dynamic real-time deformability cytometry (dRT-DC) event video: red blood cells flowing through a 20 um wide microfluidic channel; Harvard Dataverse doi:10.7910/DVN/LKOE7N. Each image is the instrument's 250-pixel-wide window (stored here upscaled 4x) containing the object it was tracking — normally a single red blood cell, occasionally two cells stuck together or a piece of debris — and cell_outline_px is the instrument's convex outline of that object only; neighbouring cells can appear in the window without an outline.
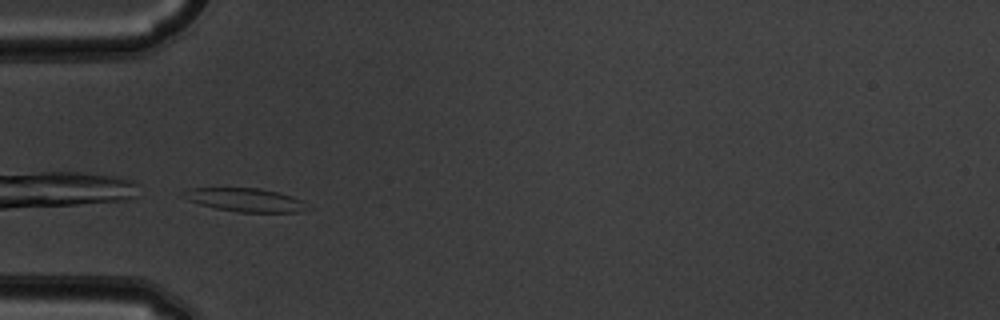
{"species": "common noctule bat (a hibernating species)", "species_latin": "Nyctalus noctula", "temperature_condition": "warm", "stored_images_in_passage": 36, "camera_frame_rate_fps": 3000, "um_per_image_px": 0.085, "animal": {"sex": "male", "body_mass_g": 19.5, "forearm_length_mm": 54.6}, "frame": {"image": 1, "passage_image": 1, "time_ms": 0.0, "image_size_px": [1000, 320], "cell_outline_px": [[312, 208], [300, 212], [236, 212], [216, 208], [200, 204], [188, 200], [188, 188], [260, 188], [276, 192], [300, 200]], "centroid_in_image_um": [20.93, 17.01], "position_along_channel_um": 64.1, "area_um2": 16.47}}
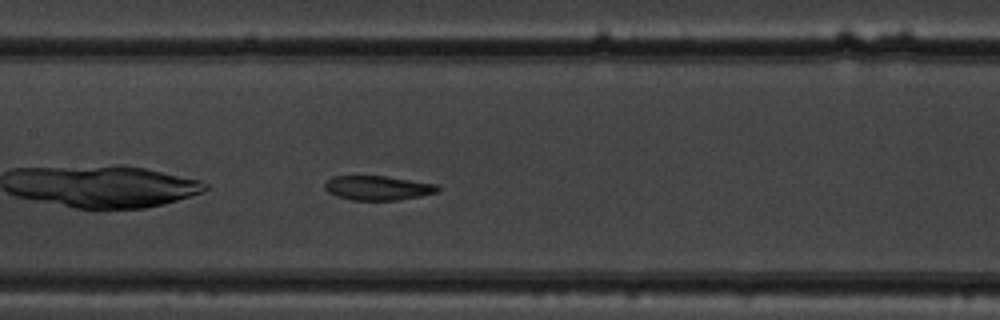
{"frame": {"image": 2, "passage_image": 10, "time_ms": 3.0, "image_size_px": [1000, 320], "cell_outline_px": [[440, 192], [420, 196], [396, 200], [352, 200], [336, 196], [328, 192], [324, 188], [324, 184], [332, 176], [384, 176], [436, 184], [440, 188]], "centroid_in_image_um": [32.11, 15.98], "position_along_channel_um": 175.3, "area_um2": 16.01}}
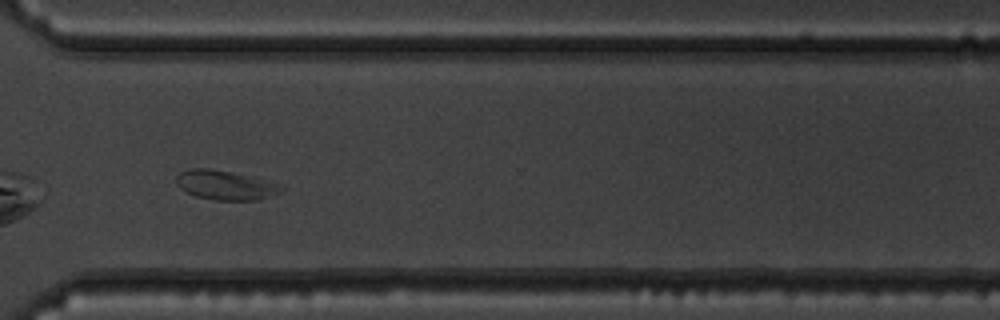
{"frame": {"image": 3, "passage_image": 24, "time_ms": 7.667, "image_size_px": [1000, 320], "cell_outline_px": [[284, 188], [280, 192], [272, 196], [256, 200], [216, 200], [196, 196], [180, 188], [176, 184], [176, 176], [180, 172], [192, 168], [208, 168], [256, 176], [284, 184]], "centroid_in_image_um": [19.23, 15.72], "position_along_channel_um": 351.4, "area_um2": 18.32}, "authors_computed_cell_mechanics": {"area_um2": 17.2244, "velocity_mm_per_s": 3.7704, "shape_relaxation_time_tau1_ms": 4.657, "shape_relaxation_time_tau2_ms": 1.486, "deformation_change_tau1": 0.1622, "deformation_change_tau2": 0.0683}}